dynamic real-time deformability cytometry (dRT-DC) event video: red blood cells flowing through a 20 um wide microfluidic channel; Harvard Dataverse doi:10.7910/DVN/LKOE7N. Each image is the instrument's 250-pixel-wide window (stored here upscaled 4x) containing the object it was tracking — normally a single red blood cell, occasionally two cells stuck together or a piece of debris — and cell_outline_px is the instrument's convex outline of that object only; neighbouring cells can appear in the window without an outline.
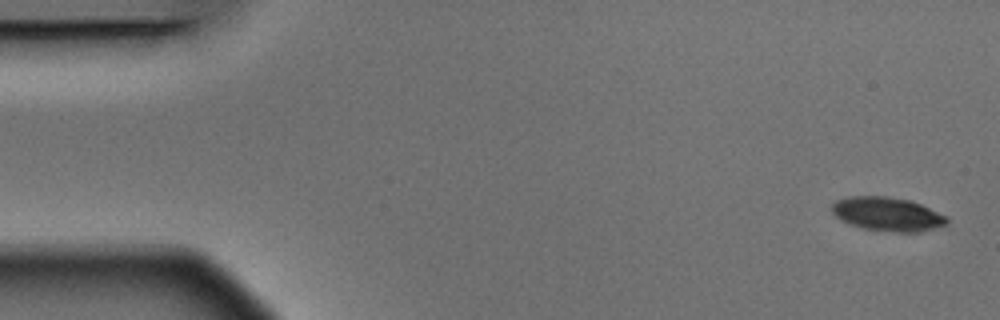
{"species": "Egyptian fruit bat (a non-hibernating species)", "species_latin": "Rousettus aegyptiacus", "temperature_condition": "warm", "stored_images_in_passage": 4, "camera_frame_rate_fps": 3000, "um_per_image_px": 0.085, "animal": {"sex": "male"}, "frame": {"image": 1, "passage_image": 1, "time_ms": 0.0, "image_size_px": [1000, 320], "cell_outline_px": [[948, 224], [944, 228], [916, 232], [892, 232], [864, 228], [848, 224], [840, 220], [832, 212], [832, 204], [836, 200], [852, 196], [888, 196], [912, 200], [948, 216]], "centroid_in_image_um": [75.5, 18.2], "position_along_channel_um": 9.5, "area_um2": 23.12}}
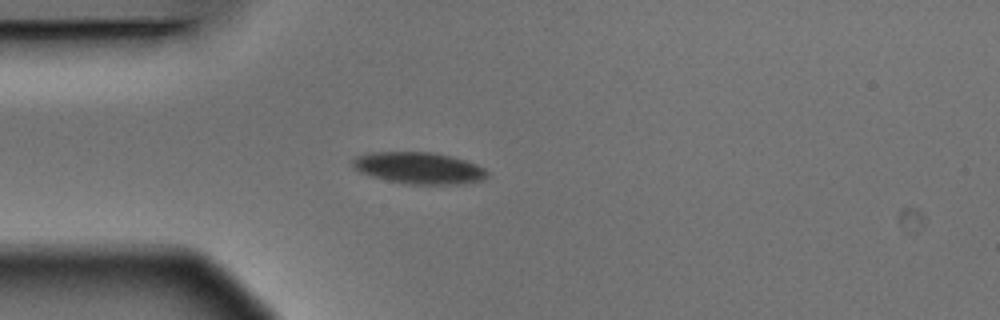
{"frame": {"image": 2, "passage_image": 4, "time_ms": 1.0, "image_size_px": [1000, 320], "cell_outline_px": [[488, 176], [480, 180], [460, 184], [408, 184], [388, 180], [372, 176], [360, 172], [352, 168], [352, 160], [356, 156], [368, 152], [432, 152], [452, 156], [476, 164], [484, 168], [488, 172]], "centroid_in_image_um": [35.58, 14.27], "position_along_channel_um": 49.4, "area_um2": 24.8}}